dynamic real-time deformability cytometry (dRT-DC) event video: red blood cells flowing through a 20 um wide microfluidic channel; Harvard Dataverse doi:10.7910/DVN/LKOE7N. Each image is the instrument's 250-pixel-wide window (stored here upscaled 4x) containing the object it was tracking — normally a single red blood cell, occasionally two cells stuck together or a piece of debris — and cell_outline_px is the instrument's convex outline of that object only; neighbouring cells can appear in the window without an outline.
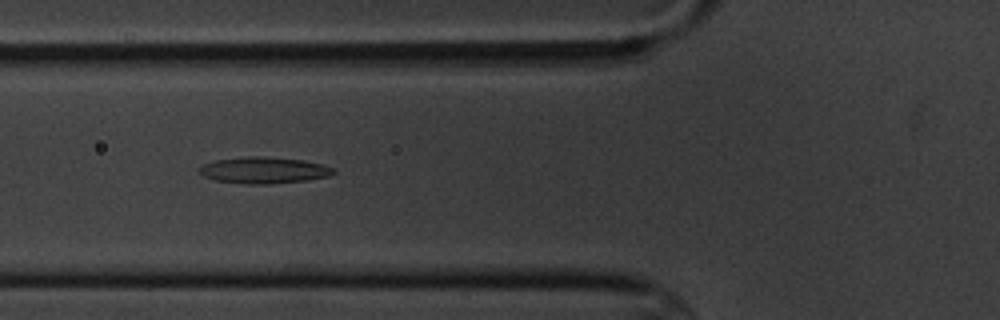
{"species": "common noctule bat (a hibernating species)", "species_latin": "Nyctalus noctula", "temperature_condition": "cold", "stored_images_in_passage": 9, "camera_frame_rate_fps": 3000, "um_per_image_px": 0.085, "animal": {"sex": "male", "body_mass_g": 20.1, "forearm_length_mm": 53.5}, "frame": {"image": 1, "passage_image": 7, "time_ms": 6.667, "image_size_px": [1000, 320], "cell_outline_px": [[336, 172], [328, 176], [308, 180], [268, 184], [244, 184], [216, 180], [204, 176], [200, 172], [200, 168], [204, 164], [216, 160], [244, 156], [264, 156], [304, 160], [324, 164], [336, 168]], "centroid_in_image_um": [22.49, 14.46], "position_along_channel_um": 103.3, "area_um2": 20.75}}
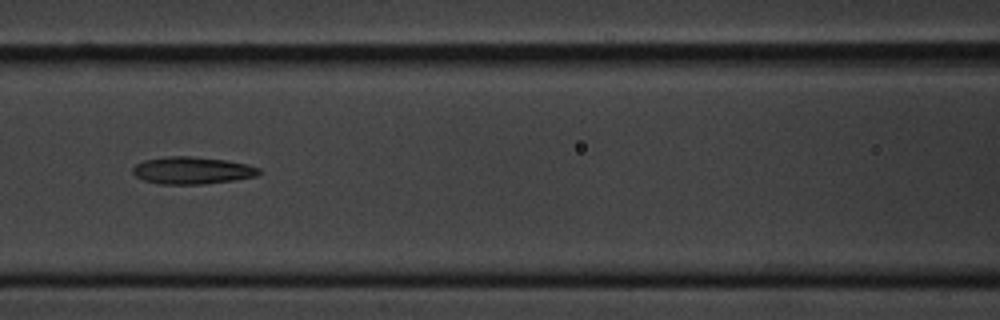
{"frame": {"image": 2, "passage_image": 8, "time_ms": 8.0, "image_size_px": [1000, 320], "cell_outline_px": [[260, 172], [256, 176], [232, 180], [204, 184], [160, 184], [144, 180], [136, 176], [132, 172], [132, 168], [136, 164], [144, 160], [168, 156], [192, 156], [224, 160], [248, 164], [260, 168]], "centroid_in_image_um": [16.32, 14.48], "position_along_channel_um": 150.3, "area_um2": 19.94}}
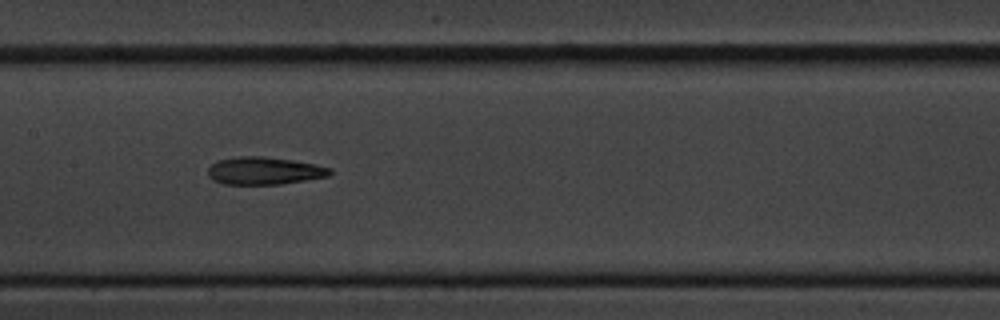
{"frame": {"image": 3, "passage_image": 9, "time_ms": 9.0, "image_size_px": [1000, 320], "cell_outline_px": [[332, 172], [328, 176], [280, 184], [224, 184], [212, 180], [208, 176], [208, 168], [212, 164], [220, 160], [236, 156], [264, 156], [292, 160], [316, 164], [332, 168]], "centroid_in_image_um": [22.45, 14.51], "position_along_channel_um": 184.9, "area_um2": 19.59}}